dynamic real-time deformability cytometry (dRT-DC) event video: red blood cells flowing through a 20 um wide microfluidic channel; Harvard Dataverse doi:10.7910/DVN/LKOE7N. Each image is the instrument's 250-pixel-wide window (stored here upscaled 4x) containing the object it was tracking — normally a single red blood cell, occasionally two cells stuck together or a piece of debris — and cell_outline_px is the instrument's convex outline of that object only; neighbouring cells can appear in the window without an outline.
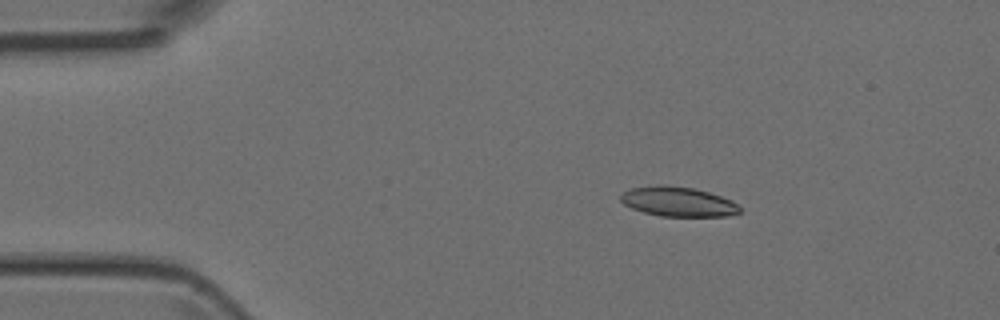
{"species": "Egyptian fruit bat (a non-hibernating species)", "species_latin": "Rousettus aegyptiacus", "temperature_condition": "room temperature", "stored_images_in_passage": 7, "camera_frame_rate_fps": 3000, "um_per_image_px": 0.085, "animal": {"sex": "female"}, "frame": {"image": 1, "passage_image": 1, "time_ms": 0.0, "image_size_px": [1000, 320], "cell_outline_px": [[740, 212], [728, 216], [660, 216], [644, 212], [632, 208], [624, 204], [620, 200], [620, 196], [624, 192], [632, 188], [660, 184], [692, 188], [708, 192], [732, 200], [740, 208]], "centroid_in_image_um": [57.62, 17.14], "position_along_channel_um": 27.4, "area_um2": 20.4}}
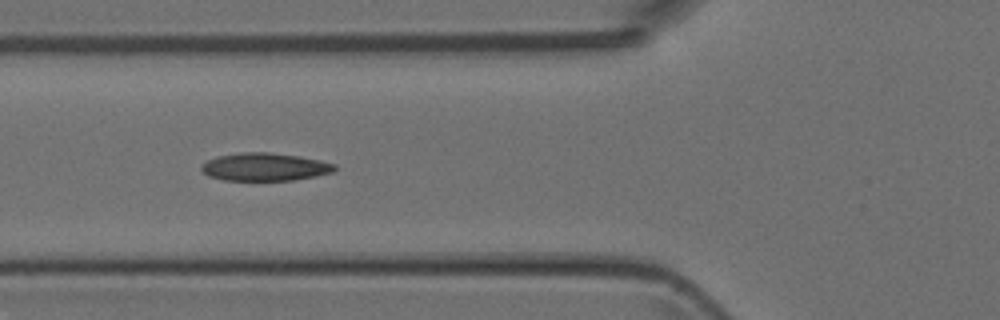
{"frame": {"image": 2, "passage_image": 4, "time_ms": 3.333, "image_size_px": [1000, 320], "cell_outline_px": [[336, 168], [332, 172], [316, 176], [292, 180], [224, 180], [208, 176], [200, 168], [208, 160], [216, 156], [244, 152], [268, 152], [300, 156], [320, 160], [336, 164]], "centroid_in_image_um": [22.52, 14.18], "position_along_channel_um": 103.3, "area_um2": 21.56}}
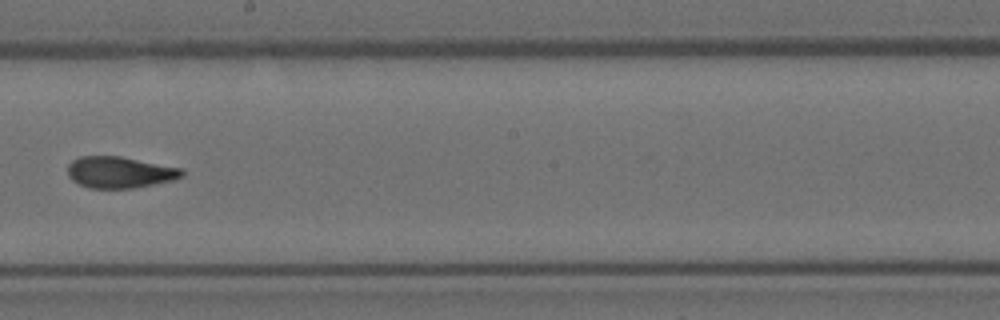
{"frame": {"image": 3, "passage_image": 7, "time_ms": 6.667, "image_size_px": [1000, 320], "cell_outline_px": [[184, 176], [176, 180], [132, 188], [88, 188], [72, 180], [68, 176], [68, 164], [72, 160], [80, 156], [120, 156], [184, 168]], "centroid_in_image_um": [10.21, 14.64], "position_along_channel_um": 238.0, "area_um2": 21.15}}